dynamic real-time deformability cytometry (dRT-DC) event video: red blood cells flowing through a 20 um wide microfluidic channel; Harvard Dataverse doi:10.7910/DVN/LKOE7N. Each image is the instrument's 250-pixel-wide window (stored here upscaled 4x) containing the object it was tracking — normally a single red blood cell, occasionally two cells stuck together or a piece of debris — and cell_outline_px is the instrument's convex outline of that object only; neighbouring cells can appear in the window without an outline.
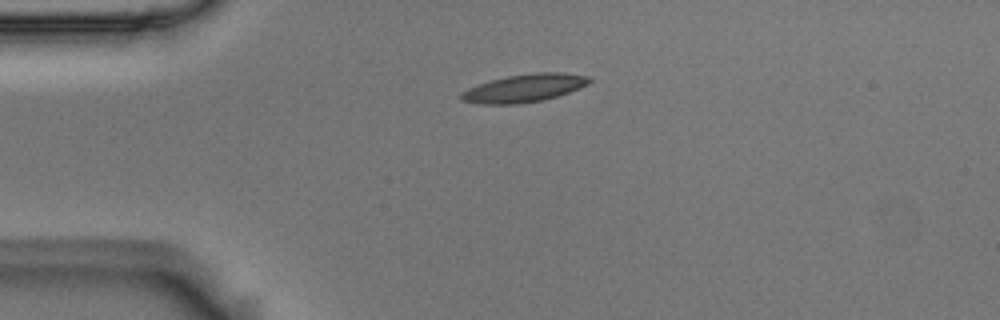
{"species": "Egyptian fruit bat (a non-hibernating species)", "species_latin": "Rousettus aegyptiacus", "temperature_condition": "room temperature", "stored_images_in_passage": 2, "camera_frame_rate_fps": 3000, "um_per_image_px": 0.085, "animal": {"sex": "male"}, "frame": {"image": 1, "passage_image": 1, "time_ms": 0.0, "image_size_px": [1000, 320], "cell_outline_px": [[592, 80], [588, 84], [580, 88], [556, 96], [540, 100], [516, 104], [480, 104], [460, 100], [460, 92], [476, 84], [508, 76], [536, 72], [564, 72], [588, 76]], "centroid_in_image_um": [44.54, 7.48], "position_along_channel_um": 40.5, "area_um2": 20.81}}